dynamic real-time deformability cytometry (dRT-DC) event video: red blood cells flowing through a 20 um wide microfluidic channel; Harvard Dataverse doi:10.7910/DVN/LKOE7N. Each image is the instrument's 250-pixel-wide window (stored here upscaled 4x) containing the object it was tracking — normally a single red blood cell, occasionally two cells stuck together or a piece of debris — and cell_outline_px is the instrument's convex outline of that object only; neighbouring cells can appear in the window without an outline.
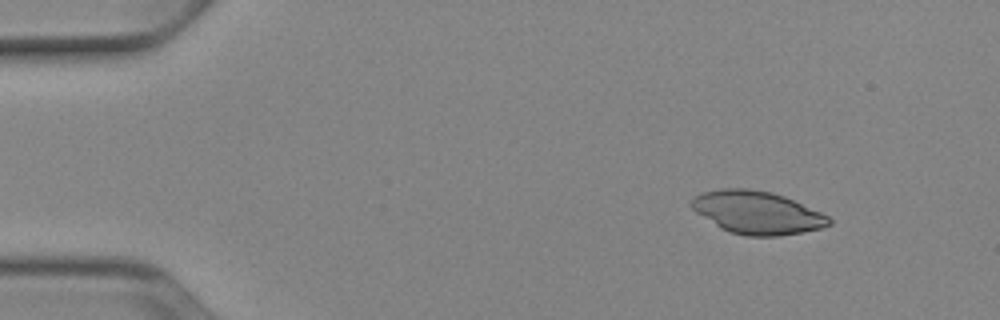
{"species": "Egyptian fruit bat (a non-hibernating species)", "species_latin": "Rousettus aegyptiacus", "temperature_condition": "cold", "stored_images_in_passage": 50, "camera_frame_rate_fps": 3000, "um_per_image_px": 0.085, "animal": {"sex": "female"}, "frame": {"image": 1, "passage_image": 5, "time_ms": 1.333, "image_size_px": [1000, 320], "cell_outline_px": [[832, 224], [820, 228], [780, 236], [744, 236], [728, 232], [720, 228], [696, 212], [688, 204], [692, 196], [704, 192], [720, 188], [748, 188], [772, 192], [784, 196], [820, 212], [828, 216], [832, 220]], "centroid_in_image_um": [64.31, 18.06], "position_along_channel_um": 20.7, "area_um2": 34.45}}